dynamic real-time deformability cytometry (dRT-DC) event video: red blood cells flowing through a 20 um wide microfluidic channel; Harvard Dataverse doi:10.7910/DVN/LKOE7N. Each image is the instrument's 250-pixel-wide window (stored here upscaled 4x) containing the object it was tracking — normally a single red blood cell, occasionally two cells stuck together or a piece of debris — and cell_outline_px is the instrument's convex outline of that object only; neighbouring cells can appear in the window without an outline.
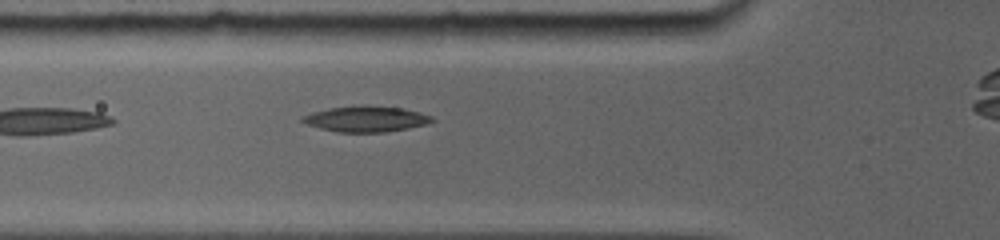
{"species": "common noctule bat (a hibernating species)", "species_latin": "Nyctalus noctula", "temperature_condition": "room temperature", "stored_images_in_passage": 2, "camera_frame_rate_fps": 5000, "um_per_image_px": 0.085, "animal": {"sex": "female", "body_mass_g": 19.0, "forearm_length_mm": 56.7}, "frame": {"image": 1, "passage_image": 2, "time_ms": 0.6, "image_size_px": [1000, 240], "cell_outline_px": [[436, 120], [428, 124], [408, 128], [384, 132], [336, 132], [320, 128], [308, 124], [300, 120], [300, 116], [312, 112], [328, 108], [404, 108], [432, 116]], "centroid_in_image_um": [31.11, 10.15], "position_along_channel_um": 94.7, "area_um2": 18.61}}